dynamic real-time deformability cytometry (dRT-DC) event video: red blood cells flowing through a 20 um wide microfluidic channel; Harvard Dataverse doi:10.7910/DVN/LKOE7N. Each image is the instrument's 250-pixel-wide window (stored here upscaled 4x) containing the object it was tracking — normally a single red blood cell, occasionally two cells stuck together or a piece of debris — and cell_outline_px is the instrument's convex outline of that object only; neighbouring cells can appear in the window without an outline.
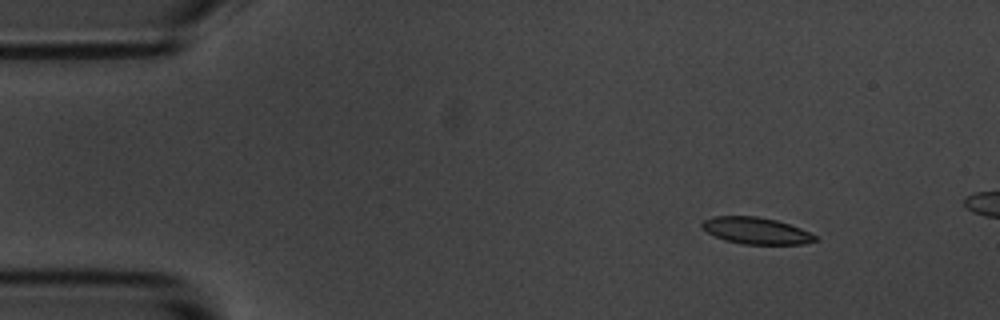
{"species": "common noctule bat (a hibernating species)", "species_latin": "Nyctalus noctula", "temperature_condition": "room temperature", "stored_images_in_passage": 5, "camera_frame_rate_fps": 3000, "um_per_image_px": 0.085, "animal": {"sex": "male", "body_mass_g": 20.1, "forearm_length_mm": 53.5}, "frame": {"image": 1, "passage_image": 1, "time_ms": 0.0, "image_size_px": [1000, 320], "cell_outline_px": [[820, 240], [804, 244], [744, 244], [724, 240], [708, 232], [700, 224], [704, 220], [712, 216], [756, 216], [776, 220], [800, 228], [816, 236]], "centroid_in_image_um": [64.28, 19.61], "position_along_channel_um": 20.7, "area_um2": 17.46}}